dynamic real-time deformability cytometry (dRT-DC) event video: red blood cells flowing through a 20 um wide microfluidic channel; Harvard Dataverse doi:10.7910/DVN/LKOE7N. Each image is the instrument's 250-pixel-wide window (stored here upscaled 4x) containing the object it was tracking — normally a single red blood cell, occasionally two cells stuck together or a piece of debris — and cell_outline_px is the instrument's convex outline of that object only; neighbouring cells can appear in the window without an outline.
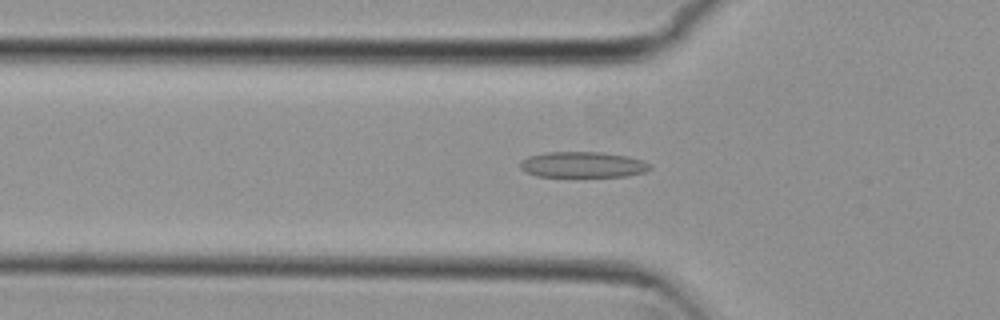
{"species": "common noctule bat (a hibernating species)", "species_latin": "Nyctalus noctula", "temperature_condition": "cold", "stored_images_in_passage": 44, "camera_frame_rate_fps": 3000, "um_per_image_px": 0.085, "animal": {"sex": "female", "body_mass_g": 29.2, "forearm_length_mm": 56.3}, "frame": {"image": 1, "passage_image": 10, "time_ms": 3.0, "image_size_px": [1000, 320], "cell_outline_px": [[652, 168], [644, 172], [624, 176], [536, 176], [524, 172], [520, 168], [520, 160], [528, 156], [548, 152], [604, 152], [628, 156], [652, 164]], "centroid_in_image_um": [49.51, 13.99], "position_along_channel_um": 76.3, "area_um2": 19.54}}
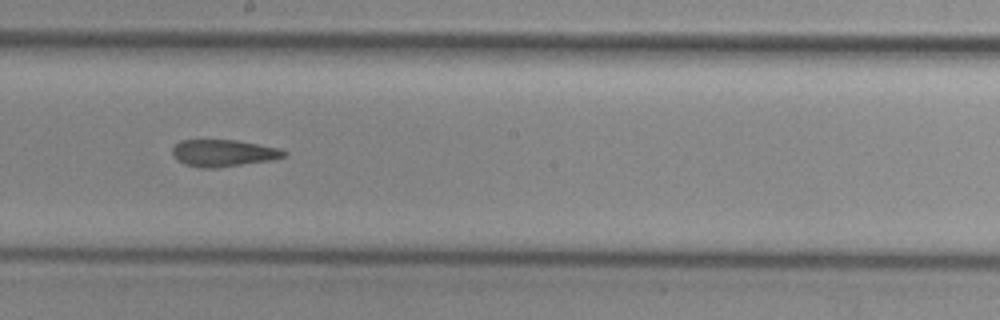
{"frame": {"image": 2, "passage_image": 22, "time_ms": 7.0, "image_size_px": [1000, 320], "cell_outline_px": [[288, 156], [272, 160], [216, 168], [200, 168], [184, 164], [176, 160], [172, 156], [172, 148], [180, 140], [236, 140], [280, 148], [288, 152]], "centroid_in_image_um": [18.99, 13.01], "position_along_channel_um": 229.2, "area_um2": 17.74}}
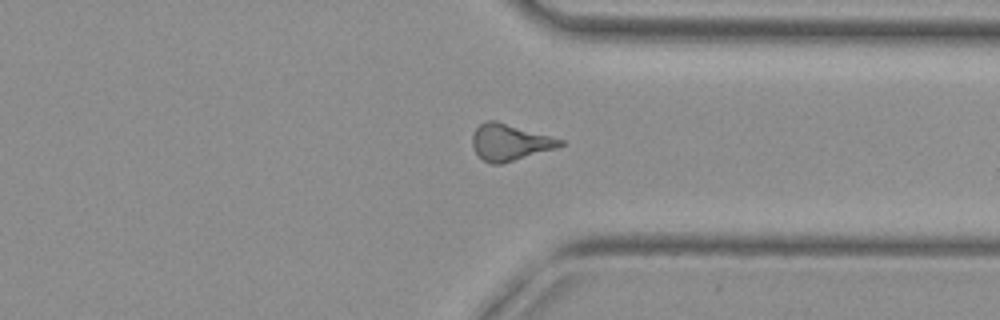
{"frame": {"image": 3, "passage_image": 33, "time_ms": 10.667, "image_size_px": [1000, 320], "cell_outline_px": [[564, 144], [556, 148], [500, 164], [492, 164], [484, 160], [472, 148], [472, 136], [476, 128], [484, 120], [496, 120], [564, 140]], "centroid_in_image_um": [43.31, 12.08], "position_along_channel_um": 368.1, "area_um2": 18.5}, "authors_computed_cell_mechanics": {"area_um2": 18.1781, "velocity_mm_per_s": 3.8131, "shape_relaxation_time_tau1_ms": null, "shape_relaxation_time_tau2_ms": 6.4758, "deformation_change_tau1": null, "deformation_change_tau2": 0.164}}